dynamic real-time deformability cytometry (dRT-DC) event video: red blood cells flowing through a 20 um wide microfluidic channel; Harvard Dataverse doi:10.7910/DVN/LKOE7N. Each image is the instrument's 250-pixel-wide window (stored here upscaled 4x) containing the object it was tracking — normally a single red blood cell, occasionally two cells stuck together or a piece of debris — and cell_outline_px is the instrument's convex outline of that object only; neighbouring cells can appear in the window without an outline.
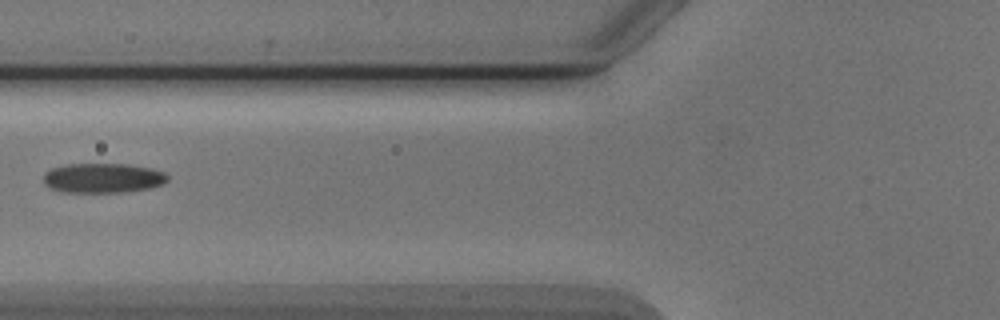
{"species": "Egyptian fruit bat (a non-hibernating species)", "species_latin": "Rousettus aegyptiacus", "temperature_condition": "cold", "stored_images_in_passage": 6, "camera_frame_rate_fps": 3000, "um_per_image_px": 0.085, "animal": {"sex": "male"}, "frame": {"image": 1, "passage_image": 4, "time_ms": 3.667, "image_size_px": [1000, 320], "cell_outline_px": [[168, 180], [160, 184], [148, 188], [120, 192], [64, 192], [52, 188], [44, 184], [44, 172], [52, 168], [64, 164], [128, 164], [152, 168], [164, 172], [168, 176]], "centroid_in_image_um": [8.72, 15.12], "position_along_channel_um": 117.1, "area_um2": 21.39}}
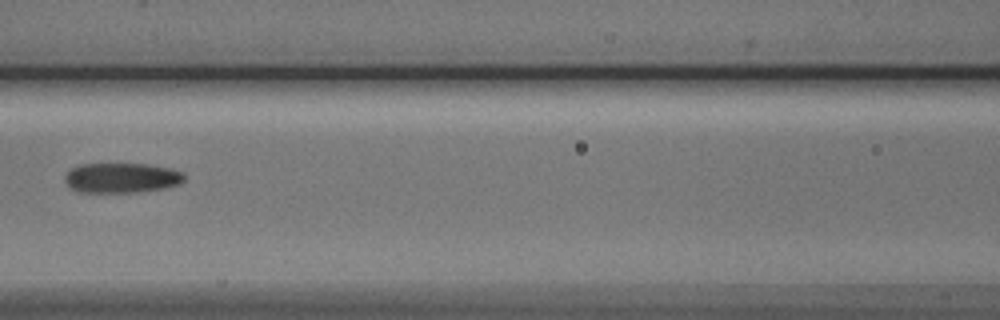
{"frame": {"image": 2, "passage_image": 5, "time_ms": 4.667, "image_size_px": [1000, 320], "cell_outline_px": [[184, 180], [180, 184], [164, 188], [136, 192], [80, 192], [72, 188], [64, 180], [64, 176], [72, 168], [80, 164], [148, 164], [168, 168], [184, 172]], "centroid_in_image_um": [10.35, 15.11], "position_along_channel_um": 156.3, "area_um2": 20.75}}
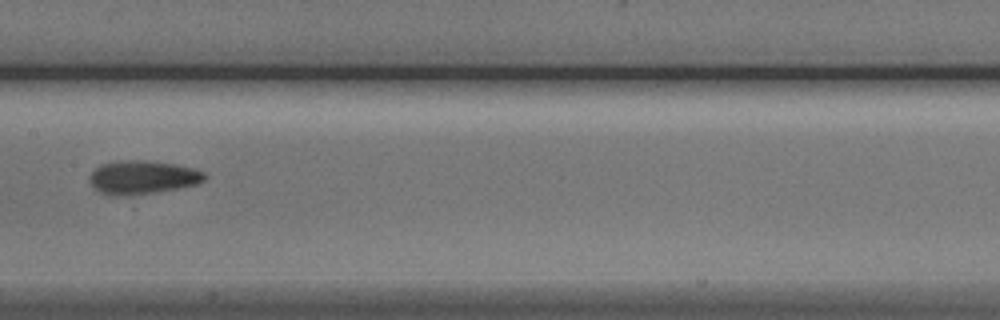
{"frame": {"image": 3, "passage_image": 6, "time_ms": 5.667, "image_size_px": [1000, 320], "cell_outline_px": [[208, 176], [204, 180], [196, 184], [156, 192], [128, 196], [108, 196], [100, 192], [88, 180], [88, 176], [100, 164], [120, 160], [144, 160], [176, 164], [192, 168], [204, 172]], "centroid_in_image_um": [12.08, 15.07], "position_along_channel_um": 195.3, "area_um2": 22.6}}